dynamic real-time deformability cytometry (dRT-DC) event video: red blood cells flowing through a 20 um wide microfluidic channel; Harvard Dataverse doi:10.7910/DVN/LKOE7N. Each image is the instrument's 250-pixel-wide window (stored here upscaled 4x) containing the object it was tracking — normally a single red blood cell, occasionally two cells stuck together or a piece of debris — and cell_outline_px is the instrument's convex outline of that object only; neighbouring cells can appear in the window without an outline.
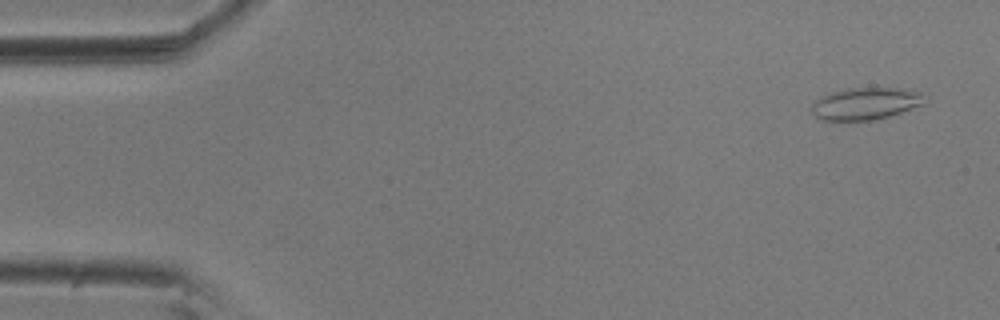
{"species": "common noctule bat (a hibernating species)", "species_latin": "Nyctalus noctula", "temperature_condition": "room temperature", "stored_images_in_passage": 9, "camera_frame_rate_fps": 3000, "um_per_image_px": 0.085, "animal": {"sex": "male", "body_mass_g": 20.5, "forearm_length_mm": 52.5}, "frame": {"image": 1, "passage_image": 3, "time_ms": 0.667, "image_size_px": [1000, 320], "cell_outline_px": [[928, 100], [924, 104], [888, 116], [872, 120], [820, 120], [812, 112], [812, 104], [816, 100], [828, 92], [848, 88], [912, 88], [920, 92]], "centroid_in_image_um": [73.61, 8.78], "position_along_channel_um": 11.4, "area_um2": 21.27}}